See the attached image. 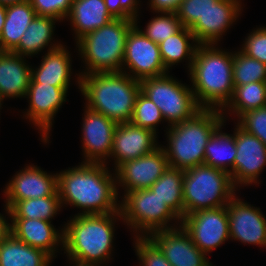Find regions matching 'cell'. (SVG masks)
Segmentation results:
<instances>
[{"mask_svg":"<svg viewBox=\"0 0 266 266\" xmlns=\"http://www.w3.org/2000/svg\"><path fill=\"white\" fill-rule=\"evenodd\" d=\"M237 121L242 129L259 138L266 146V106L245 112Z\"/></svg>","mask_w":266,"mask_h":266,"instance_id":"cell-38","label":"cell"},{"mask_svg":"<svg viewBox=\"0 0 266 266\" xmlns=\"http://www.w3.org/2000/svg\"><path fill=\"white\" fill-rule=\"evenodd\" d=\"M6 19V6L0 4V35Z\"/></svg>","mask_w":266,"mask_h":266,"instance_id":"cell-44","label":"cell"},{"mask_svg":"<svg viewBox=\"0 0 266 266\" xmlns=\"http://www.w3.org/2000/svg\"><path fill=\"white\" fill-rule=\"evenodd\" d=\"M140 91L157 105L164 120L168 121V126L190 119L202 109L191 87L168 73L141 80Z\"/></svg>","mask_w":266,"mask_h":266,"instance_id":"cell-9","label":"cell"},{"mask_svg":"<svg viewBox=\"0 0 266 266\" xmlns=\"http://www.w3.org/2000/svg\"><path fill=\"white\" fill-rule=\"evenodd\" d=\"M121 71L139 81L168 73L159 44L146 37L136 26L128 33Z\"/></svg>","mask_w":266,"mask_h":266,"instance_id":"cell-11","label":"cell"},{"mask_svg":"<svg viewBox=\"0 0 266 266\" xmlns=\"http://www.w3.org/2000/svg\"><path fill=\"white\" fill-rule=\"evenodd\" d=\"M241 0H218L189 28L198 44H218L224 33L239 18Z\"/></svg>","mask_w":266,"mask_h":266,"instance_id":"cell-20","label":"cell"},{"mask_svg":"<svg viewBox=\"0 0 266 266\" xmlns=\"http://www.w3.org/2000/svg\"><path fill=\"white\" fill-rule=\"evenodd\" d=\"M232 72L234 87L252 82H266V64L248 57L240 50L233 52Z\"/></svg>","mask_w":266,"mask_h":266,"instance_id":"cell-33","label":"cell"},{"mask_svg":"<svg viewBox=\"0 0 266 266\" xmlns=\"http://www.w3.org/2000/svg\"><path fill=\"white\" fill-rule=\"evenodd\" d=\"M222 126L224 123L213 132L205 146L204 164L221 169L231 176L236 156L235 130L233 135L223 133Z\"/></svg>","mask_w":266,"mask_h":266,"instance_id":"cell-28","label":"cell"},{"mask_svg":"<svg viewBox=\"0 0 266 266\" xmlns=\"http://www.w3.org/2000/svg\"><path fill=\"white\" fill-rule=\"evenodd\" d=\"M161 250L172 266H213L192 241L189 233L179 225L157 230L148 236Z\"/></svg>","mask_w":266,"mask_h":266,"instance_id":"cell-16","label":"cell"},{"mask_svg":"<svg viewBox=\"0 0 266 266\" xmlns=\"http://www.w3.org/2000/svg\"><path fill=\"white\" fill-rule=\"evenodd\" d=\"M184 170L167 167L149 188L180 218L184 217L183 202Z\"/></svg>","mask_w":266,"mask_h":266,"instance_id":"cell-30","label":"cell"},{"mask_svg":"<svg viewBox=\"0 0 266 266\" xmlns=\"http://www.w3.org/2000/svg\"><path fill=\"white\" fill-rule=\"evenodd\" d=\"M32 8L39 16L53 17L59 22L67 19L73 0H29Z\"/></svg>","mask_w":266,"mask_h":266,"instance_id":"cell-39","label":"cell"},{"mask_svg":"<svg viewBox=\"0 0 266 266\" xmlns=\"http://www.w3.org/2000/svg\"><path fill=\"white\" fill-rule=\"evenodd\" d=\"M134 243L141 266H172L149 237L135 236Z\"/></svg>","mask_w":266,"mask_h":266,"instance_id":"cell-36","label":"cell"},{"mask_svg":"<svg viewBox=\"0 0 266 266\" xmlns=\"http://www.w3.org/2000/svg\"><path fill=\"white\" fill-rule=\"evenodd\" d=\"M25 56L0 51V98L25 97L31 81L32 67Z\"/></svg>","mask_w":266,"mask_h":266,"instance_id":"cell-22","label":"cell"},{"mask_svg":"<svg viewBox=\"0 0 266 266\" xmlns=\"http://www.w3.org/2000/svg\"><path fill=\"white\" fill-rule=\"evenodd\" d=\"M80 91L86 107L117 124L130 122L140 81L120 72H96L80 75Z\"/></svg>","mask_w":266,"mask_h":266,"instance_id":"cell-4","label":"cell"},{"mask_svg":"<svg viewBox=\"0 0 266 266\" xmlns=\"http://www.w3.org/2000/svg\"><path fill=\"white\" fill-rule=\"evenodd\" d=\"M69 86L30 83L25 98L29 99V108L24 117L36 126L44 143L49 142L52 121L62 104L66 102Z\"/></svg>","mask_w":266,"mask_h":266,"instance_id":"cell-12","label":"cell"},{"mask_svg":"<svg viewBox=\"0 0 266 266\" xmlns=\"http://www.w3.org/2000/svg\"><path fill=\"white\" fill-rule=\"evenodd\" d=\"M1 105H2V100H1V98H0V109H1V107H2Z\"/></svg>","mask_w":266,"mask_h":266,"instance_id":"cell-46","label":"cell"},{"mask_svg":"<svg viewBox=\"0 0 266 266\" xmlns=\"http://www.w3.org/2000/svg\"><path fill=\"white\" fill-rule=\"evenodd\" d=\"M233 52L199 44L190 69L191 89L204 109L222 110L233 96Z\"/></svg>","mask_w":266,"mask_h":266,"instance_id":"cell-3","label":"cell"},{"mask_svg":"<svg viewBox=\"0 0 266 266\" xmlns=\"http://www.w3.org/2000/svg\"><path fill=\"white\" fill-rule=\"evenodd\" d=\"M5 211L11 218L41 219L49 221L62 209L59 192L42 198H31L17 201L10 209Z\"/></svg>","mask_w":266,"mask_h":266,"instance_id":"cell-31","label":"cell"},{"mask_svg":"<svg viewBox=\"0 0 266 266\" xmlns=\"http://www.w3.org/2000/svg\"><path fill=\"white\" fill-rule=\"evenodd\" d=\"M165 150L160 145L152 153L126 161L114 169L117 188L124 193L149 189L168 167Z\"/></svg>","mask_w":266,"mask_h":266,"instance_id":"cell-14","label":"cell"},{"mask_svg":"<svg viewBox=\"0 0 266 266\" xmlns=\"http://www.w3.org/2000/svg\"><path fill=\"white\" fill-rule=\"evenodd\" d=\"M134 26V19H113L76 41L79 55L81 54L86 66V70L80 72L79 75L76 74L79 89L80 75L121 71L126 39Z\"/></svg>","mask_w":266,"mask_h":266,"instance_id":"cell-6","label":"cell"},{"mask_svg":"<svg viewBox=\"0 0 266 266\" xmlns=\"http://www.w3.org/2000/svg\"><path fill=\"white\" fill-rule=\"evenodd\" d=\"M10 234V223L0 213V243Z\"/></svg>","mask_w":266,"mask_h":266,"instance_id":"cell-43","label":"cell"},{"mask_svg":"<svg viewBox=\"0 0 266 266\" xmlns=\"http://www.w3.org/2000/svg\"><path fill=\"white\" fill-rule=\"evenodd\" d=\"M105 163H81L58 173L61 205L81 208L78 215L120 211L115 173Z\"/></svg>","mask_w":266,"mask_h":266,"instance_id":"cell-1","label":"cell"},{"mask_svg":"<svg viewBox=\"0 0 266 266\" xmlns=\"http://www.w3.org/2000/svg\"><path fill=\"white\" fill-rule=\"evenodd\" d=\"M236 127V156L231 180L238 189L240 185L259 184L257 179L266 165V146L259 138L246 132L238 124Z\"/></svg>","mask_w":266,"mask_h":266,"instance_id":"cell-13","label":"cell"},{"mask_svg":"<svg viewBox=\"0 0 266 266\" xmlns=\"http://www.w3.org/2000/svg\"><path fill=\"white\" fill-rule=\"evenodd\" d=\"M120 202L122 220L136 233L148 237L157 230L176 228L181 219L150 189L126 192ZM175 220L172 226L169 222ZM138 231V232H137Z\"/></svg>","mask_w":266,"mask_h":266,"instance_id":"cell-8","label":"cell"},{"mask_svg":"<svg viewBox=\"0 0 266 266\" xmlns=\"http://www.w3.org/2000/svg\"><path fill=\"white\" fill-rule=\"evenodd\" d=\"M182 1L183 0H149V6L156 13H175Z\"/></svg>","mask_w":266,"mask_h":266,"instance_id":"cell-42","label":"cell"},{"mask_svg":"<svg viewBox=\"0 0 266 266\" xmlns=\"http://www.w3.org/2000/svg\"><path fill=\"white\" fill-rule=\"evenodd\" d=\"M227 212L231 240L266 247V217L259 208L235 194L227 204Z\"/></svg>","mask_w":266,"mask_h":266,"instance_id":"cell-15","label":"cell"},{"mask_svg":"<svg viewBox=\"0 0 266 266\" xmlns=\"http://www.w3.org/2000/svg\"><path fill=\"white\" fill-rule=\"evenodd\" d=\"M58 191V174H47L35 165L26 166L18 171L4 190L5 206L10 209L17 201L42 198Z\"/></svg>","mask_w":266,"mask_h":266,"instance_id":"cell-18","label":"cell"},{"mask_svg":"<svg viewBox=\"0 0 266 266\" xmlns=\"http://www.w3.org/2000/svg\"><path fill=\"white\" fill-rule=\"evenodd\" d=\"M191 40L192 43H190ZM198 45L194 34L186 27H182L177 33L160 42V55L167 71L169 72L170 67L174 64L176 65L182 60L188 59L189 72Z\"/></svg>","mask_w":266,"mask_h":266,"instance_id":"cell-29","label":"cell"},{"mask_svg":"<svg viewBox=\"0 0 266 266\" xmlns=\"http://www.w3.org/2000/svg\"><path fill=\"white\" fill-rule=\"evenodd\" d=\"M161 121H164V118L160 109L140 91L136 97L130 122L136 126L150 129L157 134L156 127Z\"/></svg>","mask_w":266,"mask_h":266,"instance_id":"cell-35","label":"cell"},{"mask_svg":"<svg viewBox=\"0 0 266 266\" xmlns=\"http://www.w3.org/2000/svg\"><path fill=\"white\" fill-rule=\"evenodd\" d=\"M121 212L78 215L68 221L63 230L64 253L73 266H101L111 259L115 222Z\"/></svg>","mask_w":266,"mask_h":266,"instance_id":"cell-2","label":"cell"},{"mask_svg":"<svg viewBox=\"0 0 266 266\" xmlns=\"http://www.w3.org/2000/svg\"><path fill=\"white\" fill-rule=\"evenodd\" d=\"M53 258L29 246L11 233L0 243V266H49Z\"/></svg>","mask_w":266,"mask_h":266,"instance_id":"cell-27","label":"cell"},{"mask_svg":"<svg viewBox=\"0 0 266 266\" xmlns=\"http://www.w3.org/2000/svg\"><path fill=\"white\" fill-rule=\"evenodd\" d=\"M240 51L266 64V27L257 28L248 34Z\"/></svg>","mask_w":266,"mask_h":266,"instance_id":"cell-40","label":"cell"},{"mask_svg":"<svg viewBox=\"0 0 266 266\" xmlns=\"http://www.w3.org/2000/svg\"><path fill=\"white\" fill-rule=\"evenodd\" d=\"M82 123L83 163H105L110 159L117 123L85 107Z\"/></svg>","mask_w":266,"mask_h":266,"instance_id":"cell-17","label":"cell"},{"mask_svg":"<svg viewBox=\"0 0 266 266\" xmlns=\"http://www.w3.org/2000/svg\"><path fill=\"white\" fill-rule=\"evenodd\" d=\"M181 225L206 255L230 239L227 205L185 215Z\"/></svg>","mask_w":266,"mask_h":266,"instance_id":"cell-10","label":"cell"},{"mask_svg":"<svg viewBox=\"0 0 266 266\" xmlns=\"http://www.w3.org/2000/svg\"><path fill=\"white\" fill-rule=\"evenodd\" d=\"M138 11L136 12L135 26L154 43L159 44L169 36L177 33L183 26L180 20L177 18L176 13L161 12L160 16L153 17L151 21L147 23L145 31L141 30L138 26Z\"/></svg>","mask_w":266,"mask_h":266,"instance_id":"cell-34","label":"cell"},{"mask_svg":"<svg viewBox=\"0 0 266 266\" xmlns=\"http://www.w3.org/2000/svg\"><path fill=\"white\" fill-rule=\"evenodd\" d=\"M36 16L29 0L6 6V19L0 35V51L12 52Z\"/></svg>","mask_w":266,"mask_h":266,"instance_id":"cell-26","label":"cell"},{"mask_svg":"<svg viewBox=\"0 0 266 266\" xmlns=\"http://www.w3.org/2000/svg\"><path fill=\"white\" fill-rule=\"evenodd\" d=\"M219 109L198 111L192 118L169 126L165 150L169 167L186 170L204 164L205 146L213 132L226 122Z\"/></svg>","mask_w":266,"mask_h":266,"instance_id":"cell-5","label":"cell"},{"mask_svg":"<svg viewBox=\"0 0 266 266\" xmlns=\"http://www.w3.org/2000/svg\"><path fill=\"white\" fill-rule=\"evenodd\" d=\"M266 106V82H252L242 86H235L233 96L221 110L222 115L234 113L237 118L247 111ZM224 111V112H223ZM232 111V112H231Z\"/></svg>","mask_w":266,"mask_h":266,"instance_id":"cell-32","label":"cell"},{"mask_svg":"<svg viewBox=\"0 0 266 266\" xmlns=\"http://www.w3.org/2000/svg\"><path fill=\"white\" fill-rule=\"evenodd\" d=\"M24 1H28V0H0V4L8 6V5H12L14 3H20V2H24Z\"/></svg>","mask_w":266,"mask_h":266,"instance_id":"cell-45","label":"cell"},{"mask_svg":"<svg viewBox=\"0 0 266 266\" xmlns=\"http://www.w3.org/2000/svg\"><path fill=\"white\" fill-rule=\"evenodd\" d=\"M218 0H183L176 13L181 25L190 28L198 18L202 16L215 4Z\"/></svg>","mask_w":266,"mask_h":266,"instance_id":"cell-37","label":"cell"},{"mask_svg":"<svg viewBox=\"0 0 266 266\" xmlns=\"http://www.w3.org/2000/svg\"><path fill=\"white\" fill-rule=\"evenodd\" d=\"M10 233L29 246L41 249L52 258L59 245H63V230L58 231L49 221L41 219L11 218ZM57 248V249H56Z\"/></svg>","mask_w":266,"mask_h":266,"instance_id":"cell-21","label":"cell"},{"mask_svg":"<svg viewBox=\"0 0 266 266\" xmlns=\"http://www.w3.org/2000/svg\"><path fill=\"white\" fill-rule=\"evenodd\" d=\"M55 21H59L53 17L37 15L27 27L26 32L22 35L18 46L12 51L14 54L25 56H33L38 54L49 46L48 51L54 50L61 46L59 42L52 43L54 34ZM49 43H51L49 45Z\"/></svg>","mask_w":266,"mask_h":266,"instance_id":"cell-25","label":"cell"},{"mask_svg":"<svg viewBox=\"0 0 266 266\" xmlns=\"http://www.w3.org/2000/svg\"><path fill=\"white\" fill-rule=\"evenodd\" d=\"M70 55L63 44L54 50H47L40 66L31 69L30 83L70 86L72 74Z\"/></svg>","mask_w":266,"mask_h":266,"instance_id":"cell-23","label":"cell"},{"mask_svg":"<svg viewBox=\"0 0 266 266\" xmlns=\"http://www.w3.org/2000/svg\"><path fill=\"white\" fill-rule=\"evenodd\" d=\"M229 173L205 164L184 170V216L227 205L235 195Z\"/></svg>","mask_w":266,"mask_h":266,"instance_id":"cell-7","label":"cell"},{"mask_svg":"<svg viewBox=\"0 0 266 266\" xmlns=\"http://www.w3.org/2000/svg\"><path fill=\"white\" fill-rule=\"evenodd\" d=\"M108 12L114 19H134L139 11V0H105Z\"/></svg>","mask_w":266,"mask_h":266,"instance_id":"cell-41","label":"cell"},{"mask_svg":"<svg viewBox=\"0 0 266 266\" xmlns=\"http://www.w3.org/2000/svg\"><path fill=\"white\" fill-rule=\"evenodd\" d=\"M75 31V41L85 34L108 24L114 18L107 10L105 0H73L67 16Z\"/></svg>","mask_w":266,"mask_h":266,"instance_id":"cell-24","label":"cell"},{"mask_svg":"<svg viewBox=\"0 0 266 266\" xmlns=\"http://www.w3.org/2000/svg\"><path fill=\"white\" fill-rule=\"evenodd\" d=\"M157 135L150 129L131 122L116 125L113 134V148L110 158H114L115 169L122 163L152 153L160 145Z\"/></svg>","mask_w":266,"mask_h":266,"instance_id":"cell-19","label":"cell"}]
</instances>
